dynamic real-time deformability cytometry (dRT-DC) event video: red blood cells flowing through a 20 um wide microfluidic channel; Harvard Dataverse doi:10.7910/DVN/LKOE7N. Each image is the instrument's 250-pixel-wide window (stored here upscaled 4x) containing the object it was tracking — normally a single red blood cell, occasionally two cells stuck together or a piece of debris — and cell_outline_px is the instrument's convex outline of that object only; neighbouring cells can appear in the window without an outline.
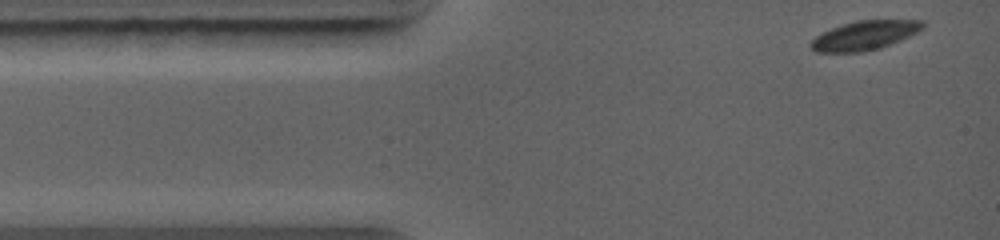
{"species": "common noctule bat (a hibernating species)", "species_latin": "Nyctalus noctula", "temperature_condition": "warm", "stored_images_in_passage": 47, "camera_frame_rate_fps": 5000, "um_per_image_px": 0.085, "animal": {"sex": "female", "body_mass_g": 19.0, "forearm_length_mm": 56.7}, "frame": {"image": 1, "passage_image": 1, "time_ms": 0.0, "image_size_px": [1000, 240], "cell_outline_px": [[924, 28], [908, 36], [880, 48], [860, 52], [816, 52], [808, 44], [816, 36], [840, 24], [856, 20], [924, 20]], "centroid_in_image_um": [73.47, 3.0], "position_along_channel_um": 11.5, "area_um2": 18.84}}
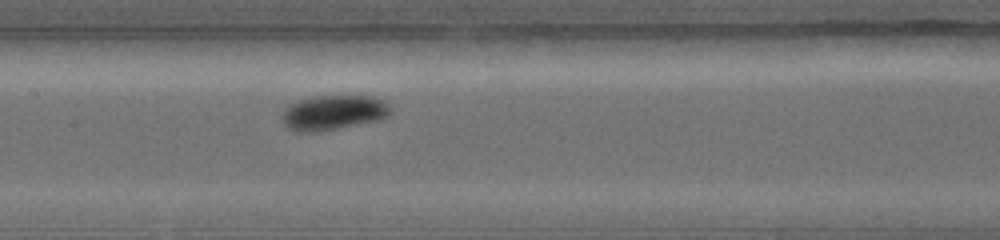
{"frame": {"image": 2, "passage_image": 20, "time_ms": 4.8, "image_size_px": [1000, 240], "cell_outline_px": [[392, 112], [380, 120], [316, 132], [296, 132], [288, 128], [284, 124], [284, 108], [288, 104], [296, 100], [312, 96], [372, 96], [384, 100], [392, 108]], "centroid_in_image_um": [28.34, 9.56], "position_along_channel_um": 179.1, "area_um2": 22.14}}
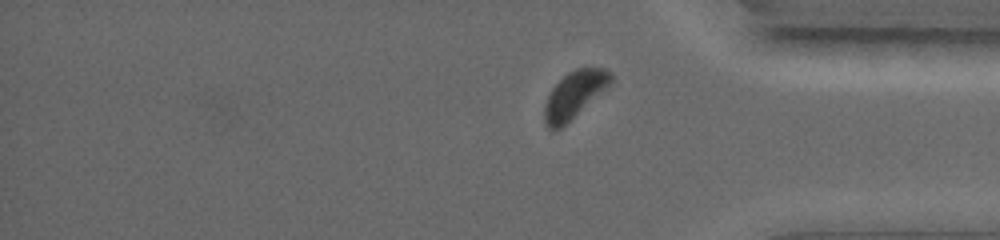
{"frame": {"image": 3, "passage_image": 41, "time_ms": 9.4, "image_size_px": [1000, 240], "cell_outline_px": [[612, 80], [604, 88], [560, 128], [548, 128], [544, 120], [544, 108], [548, 96], [552, 88], [568, 72], [576, 68], [604, 68], [612, 72]], "centroid_in_image_um": [48.79, 8.01], "position_along_channel_um": 386.4, "area_um2": 17.17}}